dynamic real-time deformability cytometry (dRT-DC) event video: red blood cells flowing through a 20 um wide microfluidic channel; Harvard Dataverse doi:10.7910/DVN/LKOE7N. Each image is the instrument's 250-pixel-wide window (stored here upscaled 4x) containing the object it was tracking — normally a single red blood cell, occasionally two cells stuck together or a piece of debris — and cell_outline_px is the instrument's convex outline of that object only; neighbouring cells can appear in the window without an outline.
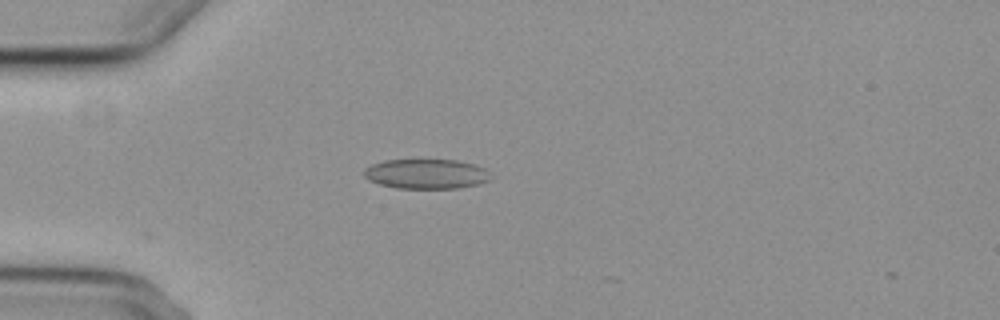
{"species": "common noctule bat (a hibernating species)", "species_latin": "Nyctalus noctula", "temperature_condition": "cold", "stored_images_in_passage": 4, "camera_frame_rate_fps": 3000, "um_per_image_px": 0.085, "animal": {"sex": "female", "body_mass_g": 29.2, "forearm_length_mm": 56.3}, "frame": {"image": 1, "passage_image": 4, "time_ms": 3.333, "image_size_px": [1000, 320], "cell_outline_px": [[492, 180], [480, 184], [460, 188], [396, 188], [380, 184], [368, 180], [364, 176], [364, 168], [372, 164], [384, 160], [456, 160], [476, 164], [488, 168]], "centroid_in_image_um": [36.29, 14.78], "position_along_channel_um": 48.7, "area_um2": 22.31}}